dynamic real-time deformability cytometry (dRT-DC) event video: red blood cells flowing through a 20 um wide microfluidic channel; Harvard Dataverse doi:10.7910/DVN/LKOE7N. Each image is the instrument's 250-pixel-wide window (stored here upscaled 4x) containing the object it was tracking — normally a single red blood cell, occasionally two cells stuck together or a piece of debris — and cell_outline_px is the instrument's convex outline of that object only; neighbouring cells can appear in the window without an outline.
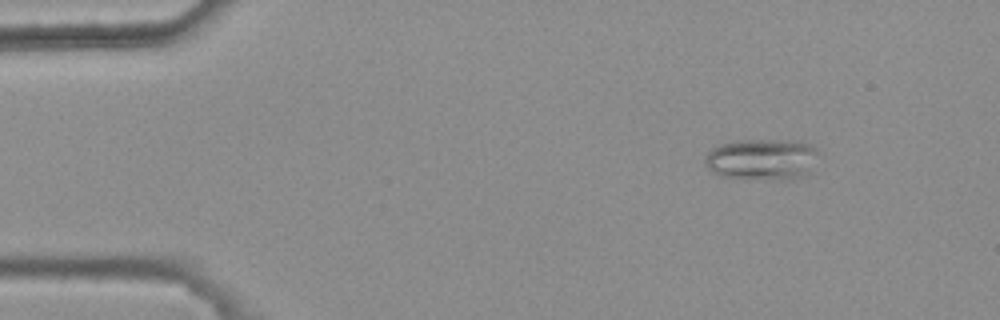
{"species": "common noctule bat (a hibernating species)", "species_latin": "Nyctalus noctula", "temperature_condition": "warm", "stored_images_in_passage": 5, "camera_frame_rate_fps": 3000, "um_per_image_px": 0.085, "animal": {"sex": "female", "body_mass_g": 25.1}, "frame": {"image": 1, "passage_image": 5, "time_ms": 1.333, "image_size_px": [1000, 320], "cell_outline_px": [[816, 152], [808, 172], [804, 176], [788, 180], [776, 180], [720, 176], [712, 172], [704, 164], [704, 156], [712, 148], [720, 144], [732, 140], [788, 140], [812, 144], [816, 148]], "centroid_in_image_um": [64.7, 13.54], "position_along_channel_um": 20.3, "area_um2": 27.34}}